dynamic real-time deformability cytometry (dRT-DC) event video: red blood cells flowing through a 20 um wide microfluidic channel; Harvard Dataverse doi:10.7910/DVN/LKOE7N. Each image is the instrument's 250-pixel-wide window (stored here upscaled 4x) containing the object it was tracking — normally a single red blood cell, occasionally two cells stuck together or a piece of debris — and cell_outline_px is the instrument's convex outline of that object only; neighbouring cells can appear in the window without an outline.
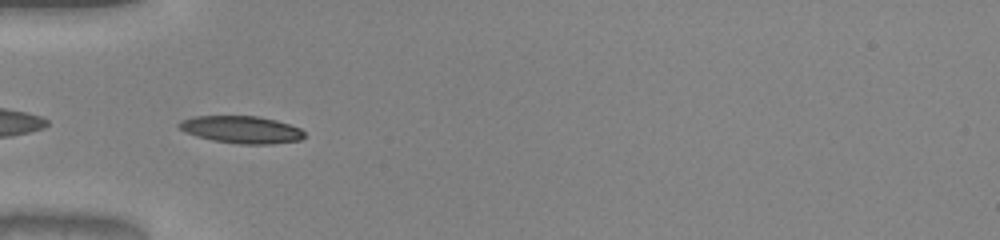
{"species": "common noctule bat (a hibernating species)", "species_latin": "Nyctalus noctula", "temperature_condition": "warm", "stored_images_in_passage": 27, "camera_frame_rate_fps": 3000, "um_per_image_px": 0.085, "animal": {"sex": "male", "body_mass_g": 20.0, "forearm_length_mm": 53.3}, "frame": {"image": 1, "passage_image": 1, "time_ms": 0.0, "image_size_px": [1000, 240], "cell_outline_px": [[308, 136], [300, 140], [272, 144], [240, 144], [212, 140], [196, 136], [184, 132], [176, 124], [180, 120], [192, 116], [256, 116], [276, 120], [300, 128]], "centroid_in_image_um": [20.51, 11.02], "position_along_channel_um": 64.5, "area_um2": 20.11}, "authors_computed_cell_mechanics": {"area_um2": 19.2474, "velocity_mm_per_s": 4.0496, "shape_relaxation_time_tau1_ms": 9.4534, "shape_relaxation_time_tau2_ms": 1.1002, "deformation_change_tau1": 0.3022, "deformation_change_tau2": 0.0568}}